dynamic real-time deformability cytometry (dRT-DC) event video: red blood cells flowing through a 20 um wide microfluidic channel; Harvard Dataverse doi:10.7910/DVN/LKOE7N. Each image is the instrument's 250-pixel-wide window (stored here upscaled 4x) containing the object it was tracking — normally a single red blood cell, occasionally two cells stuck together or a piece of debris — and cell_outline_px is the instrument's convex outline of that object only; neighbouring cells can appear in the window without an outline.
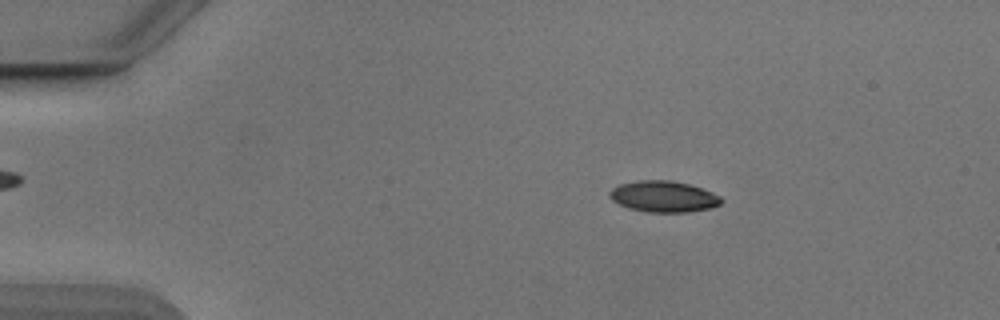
{"species": "Egyptian fruit bat (a non-hibernating species)", "species_latin": "Rousettus aegyptiacus", "temperature_condition": "cold", "stored_images_in_passage": 20, "camera_frame_rate_fps": 3000, "um_per_image_px": 0.085, "animal": {"sex": "male"}, "frame": {"image": 1, "passage_image": 9, "time_ms": 2.667, "image_size_px": [1000, 320], "cell_outline_px": [[724, 200], [720, 204], [712, 208], [688, 212], [648, 212], [628, 208], [612, 200], [608, 196], [608, 192], [612, 188], [620, 184], [636, 180], [672, 180], [688, 184], [712, 192], [720, 196]], "centroid_in_image_um": [56.39, 16.7], "position_along_channel_um": 28.6, "area_um2": 20.4}}
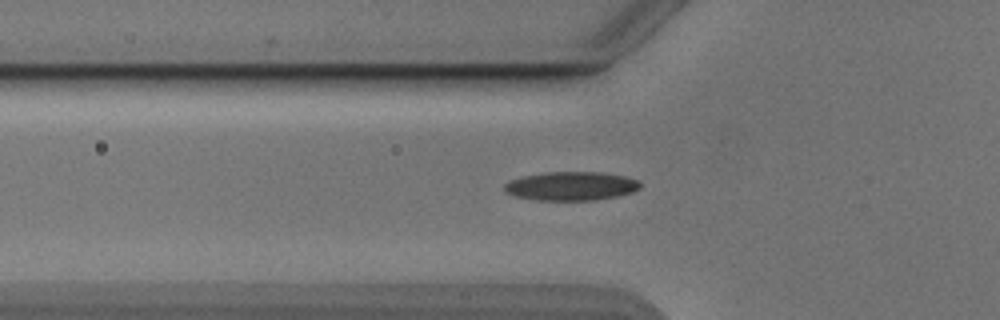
{"frame": {"image": 2, "passage_image": 18, "time_ms": 5.667, "image_size_px": [1000, 320], "cell_outline_px": [[640, 188], [632, 192], [616, 196], [596, 200], [536, 200], [516, 196], [504, 192], [504, 184], [508, 180], [520, 176], [544, 172], [604, 172], [624, 176], [640, 180]], "centroid_in_image_um": [48.52, 15.8], "position_along_channel_um": 77.3, "area_um2": 23.0}}